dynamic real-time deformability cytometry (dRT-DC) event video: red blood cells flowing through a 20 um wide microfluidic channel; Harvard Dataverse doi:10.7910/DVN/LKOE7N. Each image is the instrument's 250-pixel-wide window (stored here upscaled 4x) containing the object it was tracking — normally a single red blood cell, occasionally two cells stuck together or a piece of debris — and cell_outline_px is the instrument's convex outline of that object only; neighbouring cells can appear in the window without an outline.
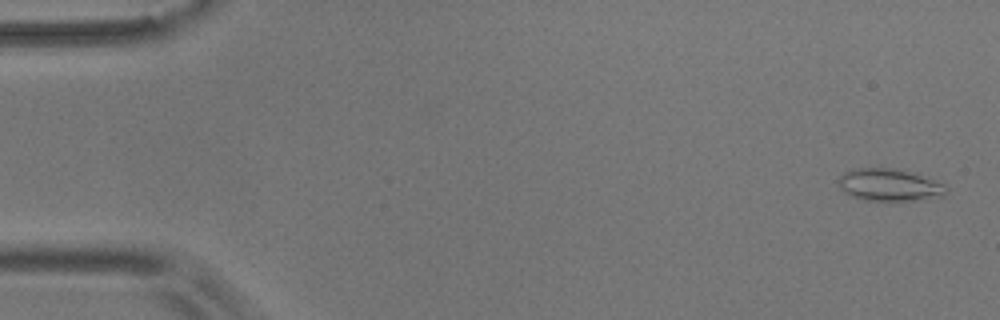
{"species": "common noctule bat (a hibernating species)", "species_latin": "Nyctalus noctula", "temperature_condition": "room temperature", "stored_images_in_passage": 55, "camera_frame_rate_fps": 3000, "um_per_image_px": 0.085, "animal": {"sex": "male", "body_mass_g": 17.9}, "frame": {"image": 1, "passage_image": 2, "time_ms": 0.333, "image_size_px": [1000, 320], "cell_outline_px": [[948, 192], [944, 196], [920, 200], [864, 200], [852, 196], [844, 192], [840, 188], [836, 180], [844, 172], [856, 168], [892, 168], [908, 172], [944, 184], [948, 188]], "centroid_in_image_um": [75.57, 15.73], "position_along_channel_um": 9.4, "area_um2": 20.11}}
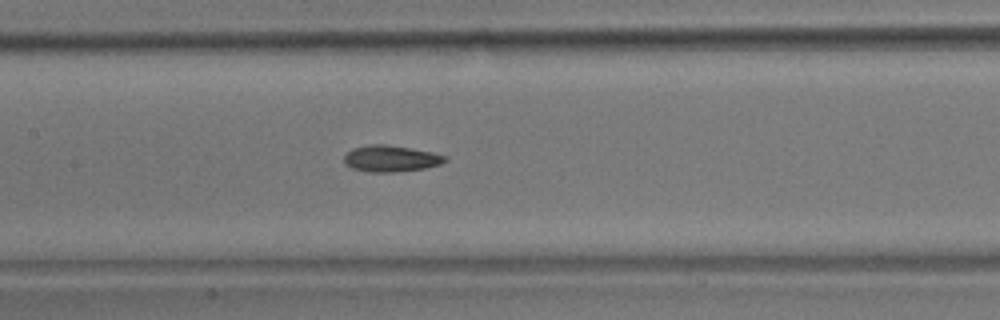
{"frame": {"image": 2, "passage_image": 26, "time_ms": 8.333, "image_size_px": [1000, 320], "cell_outline_px": [[448, 160], [440, 164], [424, 168], [396, 172], [368, 172], [352, 168], [344, 164], [344, 156], [352, 148], [372, 144], [384, 144], [432, 152], [444, 156]], "centroid_in_image_um": [33.18, 13.48], "position_along_channel_um": 174.2, "area_um2": 15.37}}
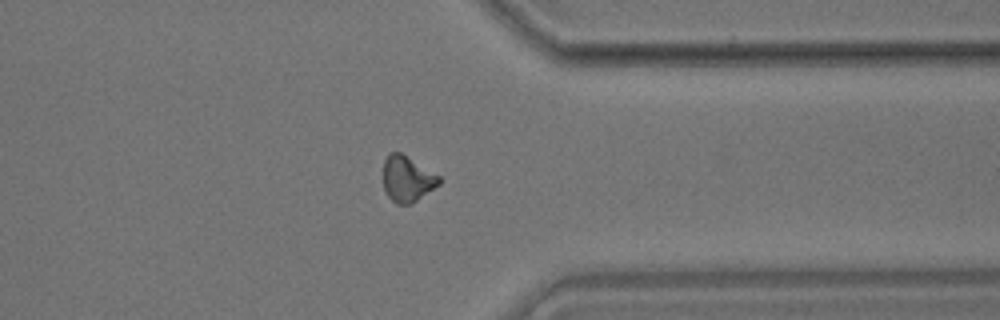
{"frame": {"image": 3, "passage_image": 43, "time_ms": 14.0, "image_size_px": [1000, 320], "cell_outline_px": [[444, 180], [440, 184], [412, 204], [396, 204], [384, 192], [384, 160], [388, 152], [400, 152], [440, 176]], "centroid_in_image_um": [34.63, 15.21], "position_along_channel_um": 376.8, "area_um2": 15.03}, "authors_computed_cell_mechanics": {"area_um2": 15.317, "velocity_mm_per_s": 3.6728, "shape_relaxation_time_tau1_ms": 9.6746, "shape_relaxation_time_tau2_ms": 4.8314, "deformation_change_tau1": 0.1773, "deformation_change_tau2": 0.1109}}